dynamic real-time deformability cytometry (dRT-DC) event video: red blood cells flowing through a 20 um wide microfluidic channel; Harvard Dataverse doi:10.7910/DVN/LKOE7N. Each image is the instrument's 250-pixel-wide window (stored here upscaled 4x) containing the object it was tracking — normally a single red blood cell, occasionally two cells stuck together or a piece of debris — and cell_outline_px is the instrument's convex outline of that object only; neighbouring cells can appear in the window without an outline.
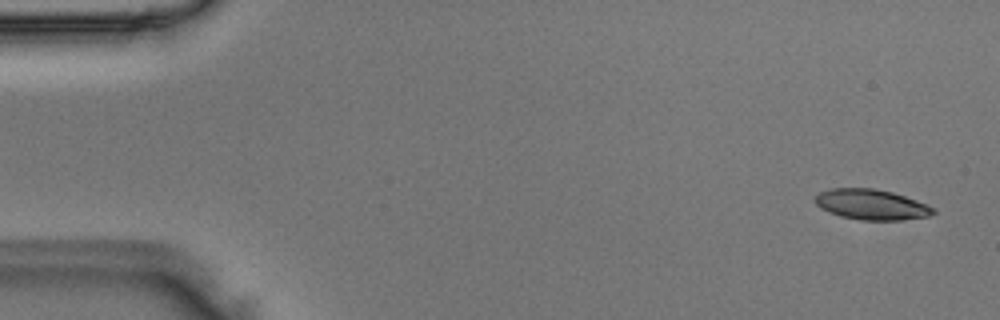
{"species": "Egyptian fruit bat (a non-hibernating species)", "species_latin": "Rousettus aegyptiacus", "temperature_condition": "room temperature", "stored_images_in_passage": 51, "segment_of_instrument_passage": [1, 2], "camera_frame_rate_fps": 3000, "um_per_image_px": 0.085, "animal": {"sex": "male"}, "frame": {"image": 1, "passage_image": 2, "time_ms": 0.333, "image_size_px": [1000, 320], "cell_outline_px": [[936, 212], [928, 216], [900, 220], [860, 220], [840, 216], [828, 212], [820, 208], [816, 204], [816, 196], [820, 192], [828, 188], [876, 188], [892, 192], [928, 204], [936, 208]], "centroid_in_image_um": [74.08, 17.38], "position_along_channel_um": 10.9, "area_um2": 21.04}}
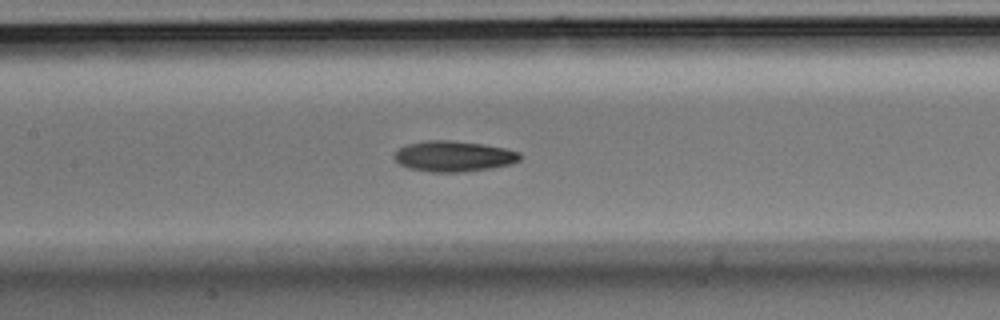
{"frame": {"image": 2, "passage_image": 23, "time_ms": 7.333, "image_size_px": [1000, 320], "cell_outline_px": [[520, 160], [512, 164], [492, 168], [464, 172], [432, 172], [408, 168], [400, 164], [392, 156], [396, 148], [408, 144], [428, 140], [452, 140], [484, 144], [504, 148], [520, 152]], "centroid_in_image_um": [38.54, 13.28], "position_along_channel_um": 168.9, "area_um2": 22.72}}
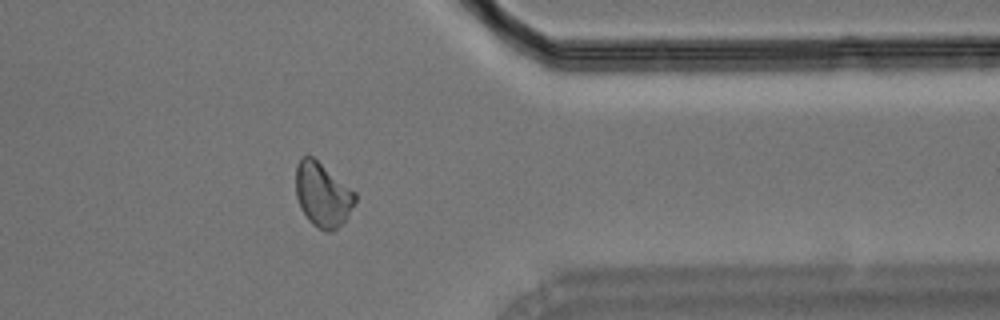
{"frame": {"image": 3, "passage_image": 40, "time_ms": 13.0, "image_size_px": [1000, 320], "cell_outline_px": [[356, 200], [344, 224], [332, 232], [324, 232], [312, 224], [308, 220], [300, 208], [296, 196], [296, 164], [300, 156], [312, 156], [356, 192]], "centroid_in_image_um": [27.42, 16.58], "position_along_channel_um": 384.0, "area_um2": 22.48}}